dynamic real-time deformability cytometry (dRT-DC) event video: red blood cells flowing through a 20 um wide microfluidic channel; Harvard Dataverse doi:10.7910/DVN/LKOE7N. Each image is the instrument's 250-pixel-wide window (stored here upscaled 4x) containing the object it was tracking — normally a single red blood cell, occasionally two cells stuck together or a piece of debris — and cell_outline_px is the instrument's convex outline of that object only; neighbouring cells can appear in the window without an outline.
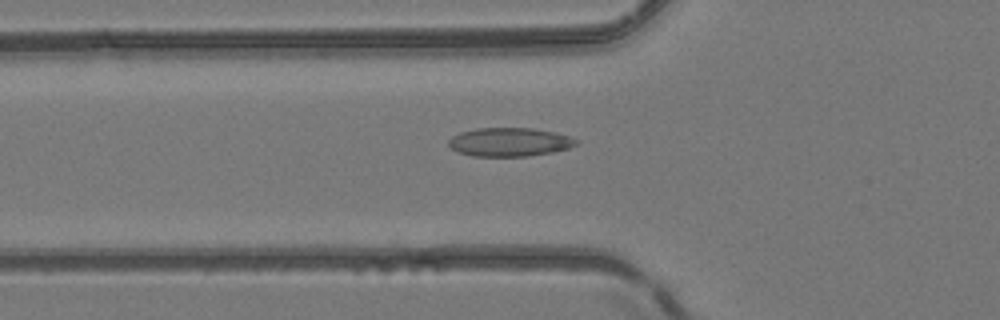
{"species": "common noctule bat (a hibernating species)", "species_latin": "Nyctalus noctula", "temperature_condition": "room temperature", "stored_images_in_passage": 40, "camera_frame_rate_fps": 3000, "um_per_image_px": 0.085, "animal": {"sex": "female", "body_mass_g": 24.6, "forearm_length_mm": 56.2}, "frame": {"image": 1, "passage_image": 8, "time_ms": 2.333, "image_size_px": [1000, 320], "cell_outline_px": [[580, 144], [568, 148], [552, 152], [528, 156], [472, 156], [456, 152], [448, 144], [448, 140], [452, 136], [460, 132], [476, 128], [532, 128], [556, 132], [580, 140]], "centroid_in_image_um": [43.32, 12.07], "position_along_channel_um": 82.5, "area_um2": 21.5}}
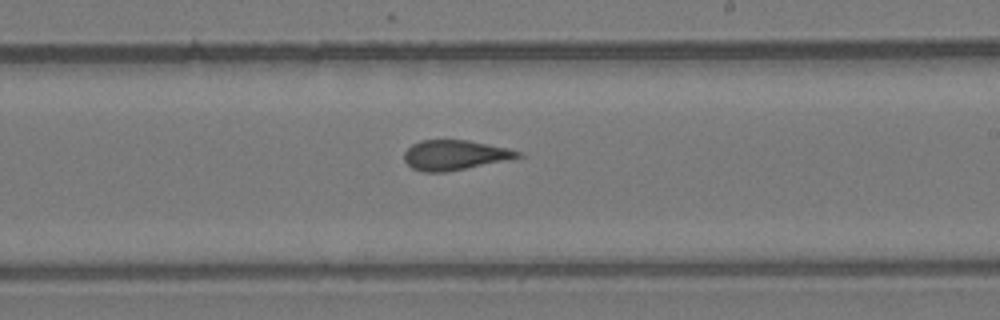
{"frame": {"image": 2, "passage_image": 20, "time_ms": 6.333, "image_size_px": [1000, 320], "cell_outline_px": [[524, 156], [444, 172], [424, 172], [412, 168], [404, 160], [404, 152], [412, 144], [420, 140], [468, 140], [508, 148], [524, 152]], "centroid_in_image_um": [38.64, 13.16], "position_along_channel_um": 250.4, "area_um2": 19.59}}
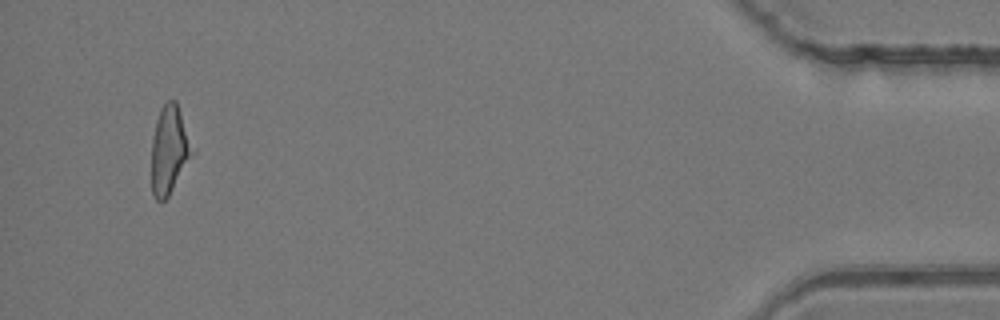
{"frame": {"image": 3, "passage_image": 38, "time_ms": 12.333, "image_size_px": [1000, 320], "cell_outline_px": [[196, 152], [168, 196], [160, 204], [152, 196], [152, 140], [156, 120], [160, 108], [168, 100], [176, 100], [196, 148]], "centroid_in_image_um": [14.44, 12.74], "position_along_channel_um": 420.8, "area_um2": 21.56}, "authors_computed_cell_mechanics": {"area_um2": 21.3282, "velocity_mm_per_s": 4.1622, "shape_relaxation_time_tau1_ms": 4.8469, "shape_relaxation_time_tau2_ms": 5.204, "deformation_change_tau1": 0.081, "deformation_change_tau2": 0.1686}}